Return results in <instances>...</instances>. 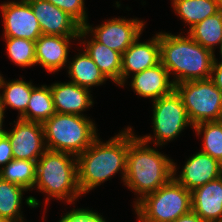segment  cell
<instances>
[{"label":"cell","instance_id":"1","mask_svg":"<svg viewBox=\"0 0 222 222\" xmlns=\"http://www.w3.org/2000/svg\"><path fill=\"white\" fill-rule=\"evenodd\" d=\"M172 178L173 159L144 142L128 126L126 176L123 184L137 195L134 205Z\"/></svg>","mask_w":222,"mask_h":222},{"label":"cell","instance_id":"2","mask_svg":"<svg viewBox=\"0 0 222 222\" xmlns=\"http://www.w3.org/2000/svg\"><path fill=\"white\" fill-rule=\"evenodd\" d=\"M128 127L110 140L103 142L99 136L77 156L78 184L82 195L108 181L116 173L126 176Z\"/></svg>","mask_w":222,"mask_h":222},{"label":"cell","instance_id":"3","mask_svg":"<svg viewBox=\"0 0 222 222\" xmlns=\"http://www.w3.org/2000/svg\"><path fill=\"white\" fill-rule=\"evenodd\" d=\"M181 34L160 32V63L174 77V85L211 78L215 54Z\"/></svg>","mask_w":222,"mask_h":222},{"label":"cell","instance_id":"4","mask_svg":"<svg viewBox=\"0 0 222 222\" xmlns=\"http://www.w3.org/2000/svg\"><path fill=\"white\" fill-rule=\"evenodd\" d=\"M33 189L47 195L45 204H49L51 197L74 205L76 199L82 196L78 184L76 156L47 149L37 160L36 182Z\"/></svg>","mask_w":222,"mask_h":222},{"label":"cell","instance_id":"5","mask_svg":"<svg viewBox=\"0 0 222 222\" xmlns=\"http://www.w3.org/2000/svg\"><path fill=\"white\" fill-rule=\"evenodd\" d=\"M90 117L55 113L42 123L48 150L74 156L83 153L98 137V130Z\"/></svg>","mask_w":222,"mask_h":222},{"label":"cell","instance_id":"6","mask_svg":"<svg viewBox=\"0 0 222 222\" xmlns=\"http://www.w3.org/2000/svg\"><path fill=\"white\" fill-rule=\"evenodd\" d=\"M138 222H173L192 210L191 191L173 178L134 205Z\"/></svg>","mask_w":222,"mask_h":222},{"label":"cell","instance_id":"7","mask_svg":"<svg viewBox=\"0 0 222 222\" xmlns=\"http://www.w3.org/2000/svg\"><path fill=\"white\" fill-rule=\"evenodd\" d=\"M152 108L153 135L138 136L148 144L154 143L156 147H162L177 139L185 127L193 128L181 96L175 89L170 94L154 100Z\"/></svg>","mask_w":222,"mask_h":222},{"label":"cell","instance_id":"8","mask_svg":"<svg viewBox=\"0 0 222 222\" xmlns=\"http://www.w3.org/2000/svg\"><path fill=\"white\" fill-rule=\"evenodd\" d=\"M193 126L222 120V91L209 79L175 85Z\"/></svg>","mask_w":222,"mask_h":222},{"label":"cell","instance_id":"9","mask_svg":"<svg viewBox=\"0 0 222 222\" xmlns=\"http://www.w3.org/2000/svg\"><path fill=\"white\" fill-rule=\"evenodd\" d=\"M145 21L138 18H111L96 27L87 23L83 28L86 36L91 35L97 42L123 54L143 33Z\"/></svg>","mask_w":222,"mask_h":222},{"label":"cell","instance_id":"10","mask_svg":"<svg viewBox=\"0 0 222 222\" xmlns=\"http://www.w3.org/2000/svg\"><path fill=\"white\" fill-rule=\"evenodd\" d=\"M4 37L36 41L41 29L36 16L27 1H7L0 5Z\"/></svg>","mask_w":222,"mask_h":222},{"label":"cell","instance_id":"11","mask_svg":"<svg viewBox=\"0 0 222 222\" xmlns=\"http://www.w3.org/2000/svg\"><path fill=\"white\" fill-rule=\"evenodd\" d=\"M16 120H14L13 129L6 130V135L13 147V158L37 161L47 150L42 123L20 118Z\"/></svg>","mask_w":222,"mask_h":222},{"label":"cell","instance_id":"12","mask_svg":"<svg viewBox=\"0 0 222 222\" xmlns=\"http://www.w3.org/2000/svg\"><path fill=\"white\" fill-rule=\"evenodd\" d=\"M177 173V165L173 162V179L192 192L222 176V164L210 155L198 151L187 159L180 174Z\"/></svg>","mask_w":222,"mask_h":222},{"label":"cell","instance_id":"13","mask_svg":"<svg viewBox=\"0 0 222 222\" xmlns=\"http://www.w3.org/2000/svg\"><path fill=\"white\" fill-rule=\"evenodd\" d=\"M36 16L43 35L78 37L82 26L68 13L47 0H26Z\"/></svg>","mask_w":222,"mask_h":222},{"label":"cell","instance_id":"14","mask_svg":"<svg viewBox=\"0 0 222 222\" xmlns=\"http://www.w3.org/2000/svg\"><path fill=\"white\" fill-rule=\"evenodd\" d=\"M140 36L122 54L120 86L124 87L133 74L152 68L160 63V32L146 42ZM127 79V80H126Z\"/></svg>","mask_w":222,"mask_h":222},{"label":"cell","instance_id":"15","mask_svg":"<svg viewBox=\"0 0 222 222\" xmlns=\"http://www.w3.org/2000/svg\"><path fill=\"white\" fill-rule=\"evenodd\" d=\"M78 37L59 35H41L35 41L36 65H41L47 72L53 73L67 67L71 41Z\"/></svg>","mask_w":222,"mask_h":222},{"label":"cell","instance_id":"16","mask_svg":"<svg viewBox=\"0 0 222 222\" xmlns=\"http://www.w3.org/2000/svg\"><path fill=\"white\" fill-rule=\"evenodd\" d=\"M54 108L57 113L84 115V111L93 106L91 91L70 81L55 82L50 86Z\"/></svg>","mask_w":222,"mask_h":222},{"label":"cell","instance_id":"17","mask_svg":"<svg viewBox=\"0 0 222 222\" xmlns=\"http://www.w3.org/2000/svg\"><path fill=\"white\" fill-rule=\"evenodd\" d=\"M129 85L136 95L150 98L151 101L168 95L175 89L168 70L161 63L142 72L132 74L131 84Z\"/></svg>","mask_w":222,"mask_h":222},{"label":"cell","instance_id":"18","mask_svg":"<svg viewBox=\"0 0 222 222\" xmlns=\"http://www.w3.org/2000/svg\"><path fill=\"white\" fill-rule=\"evenodd\" d=\"M192 211L205 222H222V176L191 192Z\"/></svg>","mask_w":222,"mask_h":222},{"label":"cell","instance_id":"19","mask_svg":"<svg viewBox=\"0 0 222 222\" xmlns=\"http://www.w3.org/2000/svg\"><path fill=\"white\" fill-rule=\"evenodd\" d=\"M86 39V30L82 27L78 36L79 44H84L82 49L92 58L107 79L120 86L122 54L97 42L92 36Z\"/></svg>","mask_w":222,"mask_h":222},{"label":"cell","instance_id":"20","mask_svg":"<svg viewBox=\"0 0 222 222\" xmlns=\"http://www.w3.org/2000/svg\"><path fill=\"white\" fill-rule=\"evenodd\" d=\"M79 54H76L72 61H68L66 70L70 82L77 84L78 86L91 89L93 86H100L106 83L107 78L100 71L98 66L94 63L92 58L86 53V51L80 50Z\"/></svg>","mask_w":222,"mask_h":222},{"label":"cell","instance_id":"21","mask_svg":"<svg viewBox=\"0 0 222 222\" xmlns=\"http://www.w3.org/2000/svg\"><path fill=\"white\" fill-rule=\"evenodd\" d=\"M35 85L32 82H26L22 78L17 80L6 81L0 75V107L6 112V108L11 107L18 111V118H20L27 109L30 95Z\"/></svg>","mask_w":222,"mask_h":222},{"label":"cell","instance_id":"22","mask_svg":"<svg viewBox=\"0 0 222 222\" xmlns=\"http://www.w3.org/2000/svg\"><path fill=\"white\" fill-rule=\"evenodd\" d=\"M172 8L191 29L195 24L220 12L216 0H171Z\"/></svg>","mask_w":222,"mask_h":222},{"label":"cell","instance_id":"23","mask_svg":"<svg viewBox=\"0 0 222 222\" xmlns=\"http://www.w3.org/2000/svg\"><path fill=\"white\" fill-rule=\"evenodd\" d=\"M55 113L50 86L44 84L39 87H33L26 112L20 119L43 123Z\"/></svg>","mask_w":222,"mask_h":222},{"label":"cell","instance_id":"24","mask_svg":"<svg viewBox=\"0 0 222 222\" xmlns=\"http://www.w3.org/2000/svg\"><path fill=\"white\" fill-rule=\"evenodd\" d=\"M24 191L27 190L0 178V217L6 222L25 220L21 211Z\"/></svg>","mask_w":222,"mask_h":222},{"label":"cell","instance_id":"25","mask_svg":"<svg viewBox=\"0 0 222 222\" xmlns=\"http://www.w3.org/2000/svg\"><path fill=\"white\" fill-rule=\"evenodd\" d=\"M187 35L215 54V49L222 43V11L195 24Z\"/></svg>","mask_w":222,"mask_h":222},{"label":"cell","instance_id":"26","mask_svg":"<svg viewBox=\"0 0 222 222\" xmlns=\"http://www.w3.org/2000/svg\"><path fill=\"white\" fill-rule=\"evenodd\" d=\"M36 170L37 161L12 159L0 168V178L30 191L36 182Z\"/></svg>","mask_w":222,"mask_h":222},{"label":"cell","instance_id":"27","mask_svg":"<svg viewBox=\"0 0 222 222\" xmlns=\"http://www.w3.org/2000/svg\"><path fill=\"white\" fill-rule=\"evenodd\" d=\"M193 129L197 136L203 133V147L200 151L210 155L222 164V120L202 122L193 126Z\"/></svg>","mask_w":222,"mask_h":222},{"label":"cell","instance_id":"28","mask_svg":"<svg viewBox=\"0 0 222 222\" xmlns=\"http://www.w3.org/2000/svg\"><path fill=\"white\" fill-rule=\"evenodd\" d=\"M8 58L22 68L36 65L35 42L28 39L3 37Z\"/></svg>","mask_w":222,"mask_h":222},{"label":"cell","instance_id":"29","mask_svg":"<svg viewBox=\"0 0 222 222\" xmlns=\"http://www.w3.org/2000/svg\"><path fill=\"white\" fill-rule=\"evenodd\" d=\"M53 5L68 13L82 27L88 23V13L85 10L84 0H47Z\"/></svg>","mask_w":222,"mask_h":222},{"label":"cell","instance_id":"30","mask_svg":"<svg viewBox=\"0 0 222 222\" xmlns=\"http://www.w3.org/2000/svg\"><path fill=\"white\" fill-rule=\"evenodd\" d=\"M95 211L83 208L72 209L64 213L58 222H86Z\"/></svg>","mask_w":222,"mask_h":222},{"label":"cell","instance_id":"31","mask_svg":"<svg viewBox=\"0 0 222 222\" xmlns=\"http://www.w3.org/2000/svg\"><path fill=\"white\" fill-rule=\"evenodd\" d=\"M13 158V147L8 136L5 134L0 137V168L6 166Z\"/></svg>","mask_w":222,"mask_h":222},{"label":"cell","instance_id":"32","mask_svg":"<svg viewBox=\"0 0 222 222\" xmlns=\"http://www.w3.org/2000/svg\"><path fill=\"white\" fill-rule=\"evenodd\" d=\"M214 56V64L211 71V80L222 91V63Z\"/></svg>","mask_w":222,"mask_h":222},{"label":"cell","instance_id":"33","mask_svg":"<svg viewBox=\"0 0 222 222\" xmlns=\"http://www.w3.org/2000/svg\"><path fill=\"white\" fill-rule=\"evenodd\" d=\"M173 222H205V221H203L195 212L191 210L189 213L180 216L177 220Z\"/></svg>","mask_w":222,"mask_h":222},{"label":"cell","instance_id":"34","mask_svg":"<svg viewBox=\"0 0 222 222\" xmlns=\"http://www.w3.org/2000/svg\"><path fill=\"white\" fill-rule=\"evenodd\" d=\"M98 212H94L87 220L86 222H107L104 217H102Z\"/></svg>","mask_w":222,"mask_h":222},{"label":"cell","instance_id":"35","mask_svg":"<svg viewBox=\"0 0 222 222\" xmlns=\"http://www.w3.org/2000/svg\"><path fill=\"white\" fill-rule=\"evenodd\" d=\"M5 112L0 107V137L4 136L6 134V130L3 129V122H4V115Z\"/></svg>","mask_w":222,"mask_h":222},{"label":"cell","instance_id":"36","mask_svg":"<svg viewBox=\"0 0 222 222\" xmlns=\"http://www.w3.org/2000/svg\"><path fill=\"white\" fill-rule=\"evenodd\" d=\"M219 53H220V57H221V61H219L220 63H222V43L219 45Z\"/></svg>","mask_w":222,"mask_h":222},{"label":"cell","instance_id":"37","mask_svg":"<svg viewBox=\"0 0 222 222\" xmlns=\"http://www.w3.org/2000/svg\"><path fill=\"white\" fill-rule=\"evenodd\" d=\"M218 5H219V9L220 11H222V0H216Z\"/></svg>","mask_w":222,"mask_h":222},{"label":"cell","instance_id":"38","mask_svg":"<svg viewBox=\"0 0 222 222\" xmlns=\"http://www.w3.org/2000/svg\"><path fill=\"white\" fill-rule=\"evenodd\" d=\"M0 222H6L3 218L0 217Z\"/></svg>","mask_w":222,"mask_h":222}]
</instances>
